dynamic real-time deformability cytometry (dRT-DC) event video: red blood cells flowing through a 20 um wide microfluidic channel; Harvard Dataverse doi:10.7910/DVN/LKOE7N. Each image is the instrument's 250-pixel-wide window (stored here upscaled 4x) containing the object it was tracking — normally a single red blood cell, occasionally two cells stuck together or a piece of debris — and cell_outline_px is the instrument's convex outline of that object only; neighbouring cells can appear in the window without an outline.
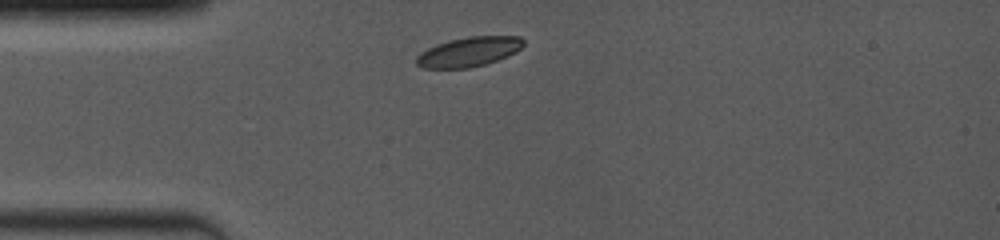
{"species": "common noctule bat (a hibernating species)", "species_latin": "Nyctalus noctula", "temperature_condition": "room temperature", "stored_images_in_passage": 12, "camera_frame_rate_fps": 4000, "um_per_image_px": 0.085, "animal": {"sex": "female", "body_mass_g": 19.0, "forearm_length_mm": 53.3}, "frame": {"image": 1, "passage_image": 1, "time_ms": 0.0, "image_size_px": [1000, 240], "cell_outline_px": [[524, 44], [516, 52], [508, 56], [484, 64], [468, 68], [420, 68], [416, 64], [416, 56], [420, 52], [436, 44], [448, 40], [472, 36], [520, 36], [524, 40]], "centroid_in_image_um": [39.83, 4.4], "position_along_channel_um": 45.2, "area_um2": 18.5}}
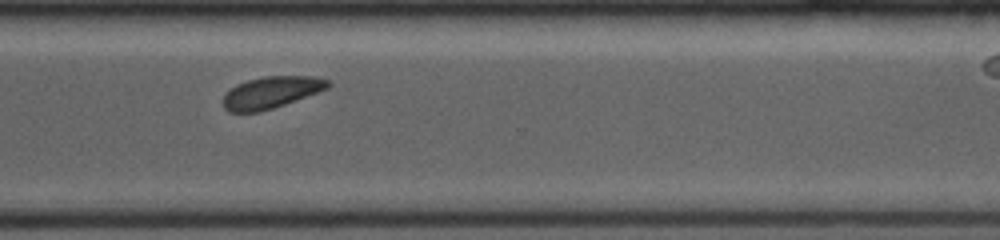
{"frame": {"image": 2, "passage_image": 9, "time_ms": 8.0, "image_size_px": [1000, 240], "cell_outline_px": [[332, 84], [328, 88], [284, 104], [260, 112], [228, 112], [224, 108], [224, 96], [236, 84], [248, 80], [264, 76], [312, 76], [332, 80]], "centroid_in_image_um": [23.08, 7.84], "position_along_channel_um": 347.5, "area_um2": 19.25}}
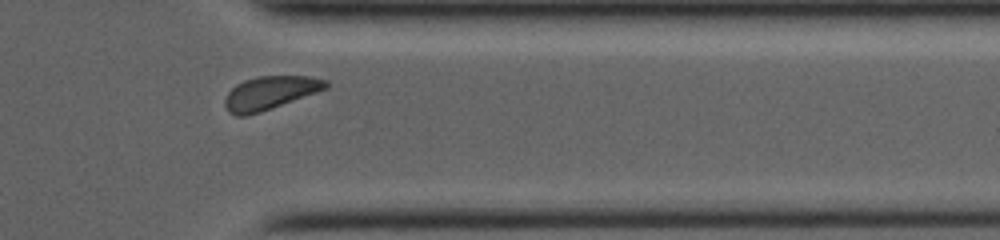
{"frame": {"image": 3, "passage_image": 10, "time_ms": 9.0, "image_size_px": [1000, 240], "cell_outline_px": [[328, 88], [260, 112], [244, 116], [236, 116], [228, 112], [224, 104], [224, 100], [228, 92], [236, 84], [244, 80], [260, 76], [312, 76], [328, 80]], "centroid_in_image_um": [22.94, 7.89], "position_along_channel_um": 388.5, "area_um2": 19.54}}